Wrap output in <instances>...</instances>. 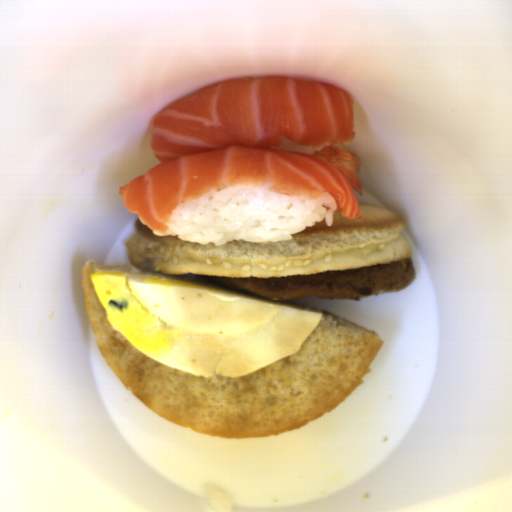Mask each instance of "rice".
Segmentation results:
<instances>
[{
    "label": "rice",
    "mask_w": 512,
    "mask_h": 512,
    "mask_svg": "<svg viewBox=\"0 0 512 512\" xmlns=\"http://www.w3.org/2000/svg\"><path fill=\"white\" fill-rule=\"evenodd\" d=\"M337 208L334 197L325 193L306 199L270 192L265 186H231L191 199L173 214L165 232L152 231L202 245L282 242L323 220L333 226Z\"/></svg>",
    "instance_id": "obj_1"
},
{
    "label": "rice",
    "mask_w": 512,
    "mask_h": 512,
    "mask_svg": "<svg viewBox=\"0 0 512 512\" xmlns=\"http://www.w3.org/2000/svg\"><path fill=\"white\" fill-rule=\"evenodd\" d=\"M330 144L325 143V144H318V145H314V146H305V145H300V144H296V143L285 142L283 144H280V145H277V146H274L271 148H275L278 150H284V151H290V152H296V153H302V154H307V155L311 156V155H314L316 151H321L322 149L329 146Z\"/></svg>",
    "instance_id": "obj_2"
}]
</instances>
